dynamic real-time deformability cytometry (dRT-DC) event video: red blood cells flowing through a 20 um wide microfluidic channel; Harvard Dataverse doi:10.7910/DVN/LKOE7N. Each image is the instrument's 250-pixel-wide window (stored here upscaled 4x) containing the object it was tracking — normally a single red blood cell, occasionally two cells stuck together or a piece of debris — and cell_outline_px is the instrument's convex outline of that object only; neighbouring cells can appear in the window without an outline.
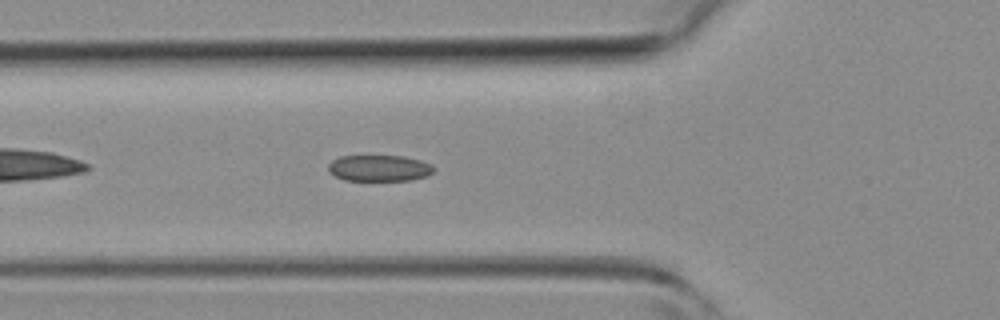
{"species": "common noctule bat (a hibernating species)", "species_latin": "Nyctalus noctula", "temperature_condition": "room temperature", "stored_images_in_passage": 34, "camera_frame_rate_fps": 3000, "um_per_image_px": 0.085, "animal": {"sex": "female", "body_mass_g": 19.3, "forearm_length_mm": 54.1}, "frame": {"image": 1, "passage_image": 5, "time_ms": 1.333, "image_size_px": [1000, 320], "cell_outline_px": [[432, 172], [428, 176], [412, 180], [344, 180], [328, 172], [328, 164], [332, 160], [340, 156], [404, 156], [420, 160], [428, 164], [432, 168]], "centroid_in_image_um": [32.19, 14.29], "position_along_channel_um": 93.6, "area_um2": 16.01}}
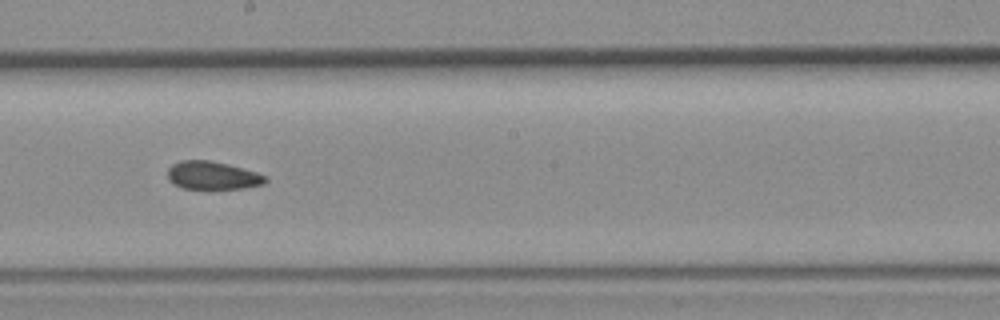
{"frame": {"image": 2, "passage_image": 14, "time_ms": 4.333, "image_size_px": [1000, 320], "cell_outline_px": [[268, 180], [264, 184], [244, 188], [208, 192], [184, 188], [168, 180], [168, 168], [172, 164], [180, 160], [208, 160], [228, 164], [256, 172], [268, 176]], "centroid_in_image_um": [18.08, 14.96], "position_along_channel_um": 230.1, "area_um2": 16.76}}
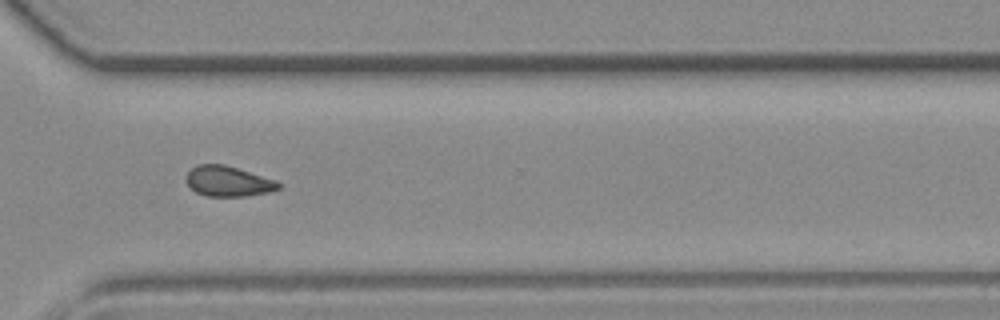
{"frame": {"image": 3, "passage_image": 22, "time_ms": 7.0, "image_size_px": [1000, 320], "cell_outline_px": [[280, 188], [268, 192], [244, 196], [204, 196], [196, 192], [184, 180], [184, 176], [196, 164], [224, 164], [276, 180], [280, 184]], "centroid_in_image_um": [19.35, 15.4], "position_along_channel_um": 351.3, "area_um2": 16.3}}